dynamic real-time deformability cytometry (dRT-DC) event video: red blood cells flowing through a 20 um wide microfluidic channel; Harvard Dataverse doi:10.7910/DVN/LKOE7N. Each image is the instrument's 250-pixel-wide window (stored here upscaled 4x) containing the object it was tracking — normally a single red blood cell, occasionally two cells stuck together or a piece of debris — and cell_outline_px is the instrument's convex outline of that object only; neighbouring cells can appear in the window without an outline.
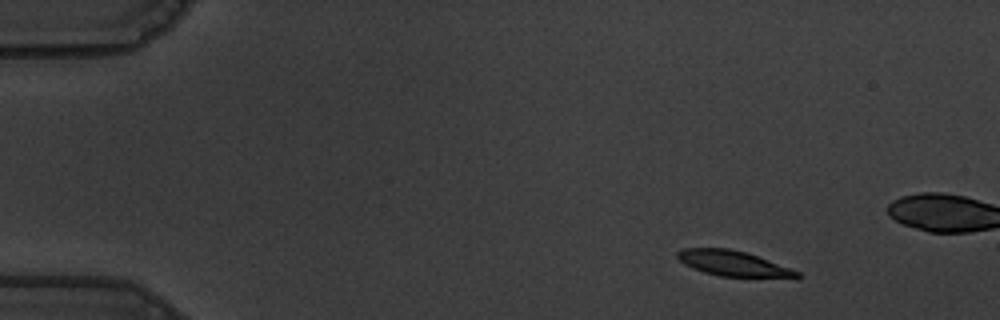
{"species": "common noctule bat (a hibernating species)", "species_latin": "Nyctalus noctula", "temperature_condition": "warm", "stored_images_in_passage": 12, "camera_frame_rate_fps": 3000, "um_per_image_px": 0.085, "animal": {"sex": "male", "body_mass_g": 19.5, "forearm_length_mm": 54.6}, "frame": {"image": 1, "passage_image": 1, "time_ms": 0.0, "image_size_px": [1000, 320], "cell_outline_px": [[800, 276], [796, 280], [720, 276], [704, 272], [692, 268], [684, 264], [676, 256], [676, 252], [680, 248], [728, 248], [744, 252], [768, 260], [800, 272]], "centroid_in_image_um": [62.39, 22.43], "position_along_channel_um": 22.6, "area_um2": 18.15}}